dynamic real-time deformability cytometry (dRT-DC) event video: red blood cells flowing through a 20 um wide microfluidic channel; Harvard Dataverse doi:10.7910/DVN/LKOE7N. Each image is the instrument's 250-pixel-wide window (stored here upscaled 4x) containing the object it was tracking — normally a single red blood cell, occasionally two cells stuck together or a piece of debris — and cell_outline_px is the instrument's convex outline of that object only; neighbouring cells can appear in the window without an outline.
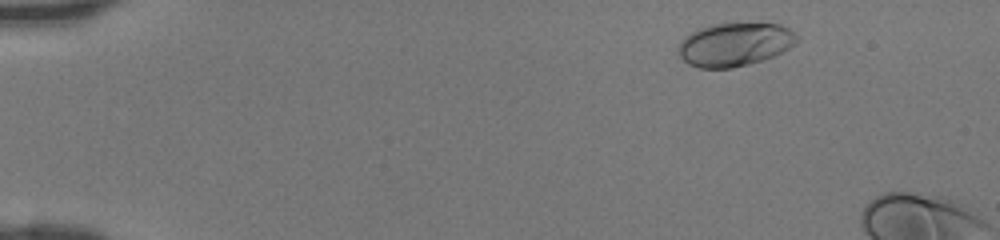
{"species": "human", "species_latin": "Homo sapiens", "temperature_condition": "room temperature", "stored_images_in_passage": 12, "camera_frame_rate_fps": 3000, "um_per_image_px": 0.085, "donor": {"sex": "female"}, "frame": {"image": 1, "passage_image": 3, "time_ms": 0.667, "image_size_px": [1000, 240], "cell_outline_px": [[800, 40], [796, 44], [772, 56], [748, 64], [732, 68], [700, 68], [688, 64], [676, 52], [680, 40], [684, 36], [696, 28], [712, 24], [780, 24], [796, 32], [800, 36]], "centroid_in_image_um": [62.43, 3.77], "position_along_channel_um": 22.6, "area_um2": 30.17}}